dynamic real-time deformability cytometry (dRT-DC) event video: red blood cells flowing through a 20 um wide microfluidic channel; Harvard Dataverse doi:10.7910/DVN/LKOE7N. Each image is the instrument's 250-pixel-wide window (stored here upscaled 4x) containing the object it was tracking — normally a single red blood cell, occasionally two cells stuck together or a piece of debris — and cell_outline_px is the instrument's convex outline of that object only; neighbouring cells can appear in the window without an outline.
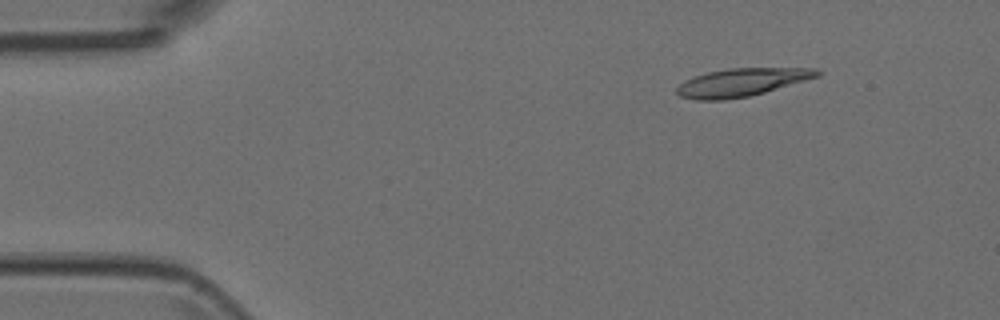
{"species": "Egyptian fruit bat (a non-hibernating species)", "species_latin": "Rousettus aegyptiacus", "temperature_condition": "room temperature", "stored_images_in_passage": 5, "camera_frame_rate_fps": 3000, "um_per_image_px": 0.085, "animal": {"sex": "female"}, "frame": {"image": 1, "passage_image": 2, "time_ms": 0.333, "image_size_px": [1000, 320], "cell_outline_px": [[824, 72], [820, 76], [764, 92], [748, 96], [724, 100], [696, 100], [680, 96], [676, 92], [676, 88], [684, 80], [692, 76], [708, 72], [728, 68], [816, 68]], "centroid_in_image_um": [63.04, 6.99], "position_along_channel_um": 22.0, "area_um2": 22.95}}
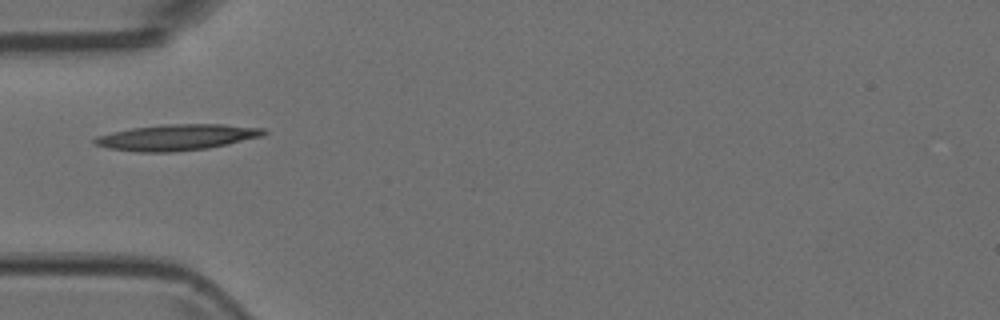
{"frame": {"image": 2, "passage_image": 5, "time_ms": 1.333, "image_size_px": [1000, 320], "cell_outline_px": [[268, 132], [264, 136], [228, 144], [208, 148], [172, 152], [140, 152], [108, 148], [96, 144], [92, 140], [96, 136], [112, 132], [132, 128], [160, 124], [224, 124], [264, 128]], "centroid_in_image_um": [15.07, 11.66], "position_along_channel_um": 69.9, "area_um2": 25.72}}